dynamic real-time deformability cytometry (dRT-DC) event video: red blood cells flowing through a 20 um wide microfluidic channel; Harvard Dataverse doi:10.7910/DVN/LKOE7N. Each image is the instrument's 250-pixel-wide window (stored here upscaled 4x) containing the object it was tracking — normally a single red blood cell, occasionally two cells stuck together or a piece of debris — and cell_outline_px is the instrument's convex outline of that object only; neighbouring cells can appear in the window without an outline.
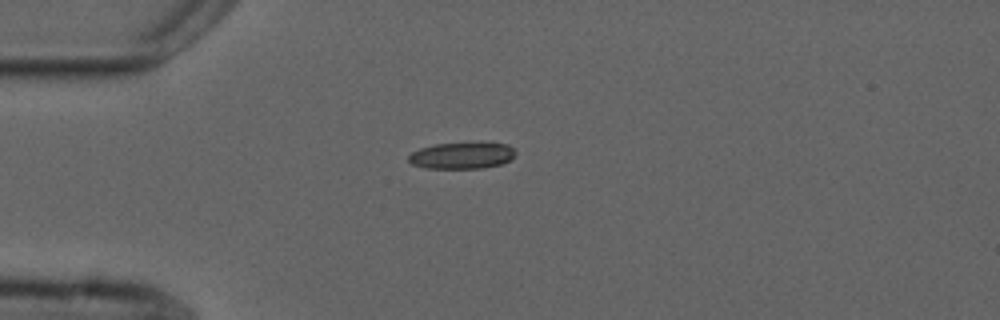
{"species": "common noctule bat (a hibernating species)", "species_latin": "Nyctalus noctula", "temperature_condition": "cold", "stored_images_in_passage": 1, "camera_frame_rate_fps": 3000, "um_per_image_px": 0.085, "animal": {"sex": "male", "forearm_length_mm": 52.5}, "frame": {"image": 1, "passage_image": 1, "time_ms": 0.0, "image_size_px": [1000, 320], "cell_outline_px": [[516, 152], [508, 160], [500, 164], [480, 168], [428, 168], [412, 164], [408, 160], [408, 156], [412, 152], [420, 148], [436, 144], [508, 144]], "centroid_in_image_um": [39.21, 13.24], "position_along_channel_um": 45.8, "area_um2": 15.9}}